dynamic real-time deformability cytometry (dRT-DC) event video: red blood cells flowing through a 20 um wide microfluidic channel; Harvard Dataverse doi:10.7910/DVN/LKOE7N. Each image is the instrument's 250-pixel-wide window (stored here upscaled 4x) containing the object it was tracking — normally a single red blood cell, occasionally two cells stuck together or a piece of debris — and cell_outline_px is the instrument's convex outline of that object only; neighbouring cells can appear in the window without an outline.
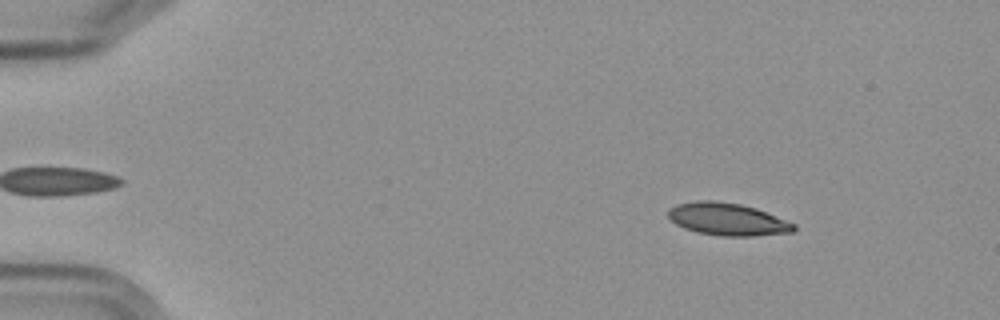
{"species": "Egyptian fruit bat (a non-hibernating species)", "species_latin": "Rousettus aegyptiacus", "temperature_condition": "cold", "stored_images_in_passage": 4, "camera_frame_rate_fps": 3000, "um_per_image_px": 0.085, "frame": {"image": 1, "passage_image": 2, "time_ms": 1.333, "image_size_px": [1000, 320], "cell_outline_px": [[796, 228], [792, 232], [752, 236], [720, 236], [696, 232], [684, 228], [676, 224], [668, 216], [668, 208], [676, 204], [696, 200], [712, 200], [740, 204], [756, 208], [796, 224]], "centroid_in_image_um": [61.81, 18.63], "position_along_channel_um": 23.2, "area_um2": 23.81}}